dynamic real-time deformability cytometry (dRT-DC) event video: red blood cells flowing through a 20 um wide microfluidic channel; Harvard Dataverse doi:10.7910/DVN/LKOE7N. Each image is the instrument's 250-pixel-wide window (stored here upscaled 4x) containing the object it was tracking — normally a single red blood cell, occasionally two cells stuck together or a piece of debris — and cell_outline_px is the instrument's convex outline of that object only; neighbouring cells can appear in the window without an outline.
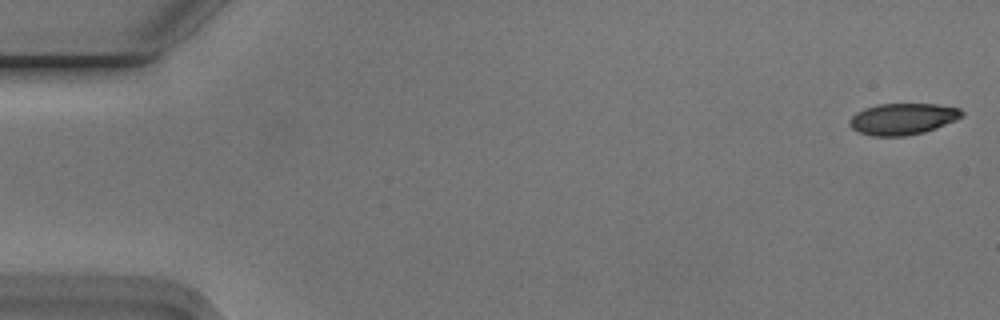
{"species": "Egyptian fruit bat (a non-hibernating species)", "species_latin": "Rousettus aegyptiacus", "temperature_condition": "cold", "stored_images_in_passage": 13, "camera_frame_rate_fps": 3000, "um_per_image_px": 0.085, "animal": {"sex": "male"}, "frame": {"image": 1, "passage_image": 1, "time_ms": 0.0, "image_size_px": [1000, 320], "cell_outline_px": [[964, 116], [956, 120], [936, 128], [924, 132], [904, 136], [872, 136], [860, 132], [852, 128], [848, 124], [848, 120], [856, 112], [864, 108], [880, 104], [936, 104], [960, 108], [964, 112]], "centroid_in_image_um": [76.74, 10.1], "position_along_channel_um": 8.3, "area_um2": 20.63}}